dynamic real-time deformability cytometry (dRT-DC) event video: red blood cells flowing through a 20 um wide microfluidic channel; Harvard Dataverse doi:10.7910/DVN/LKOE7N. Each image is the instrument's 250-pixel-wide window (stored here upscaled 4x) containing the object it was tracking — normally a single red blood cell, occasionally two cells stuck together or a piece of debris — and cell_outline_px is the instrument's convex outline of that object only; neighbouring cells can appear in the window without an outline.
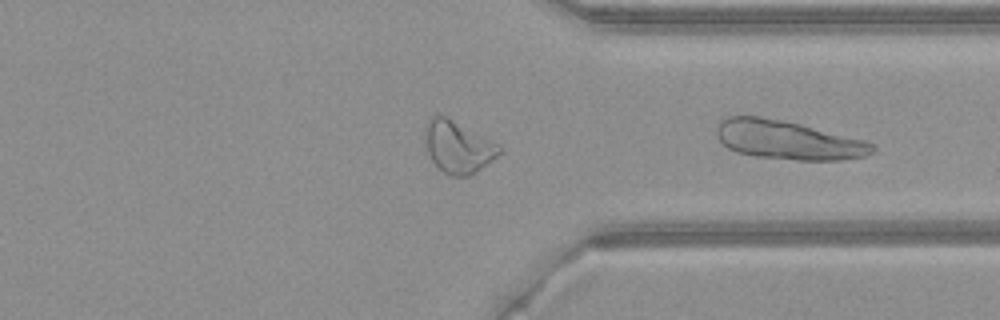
{"species": "common noctule bat (a hibernating species)", "species_latin": "Nyctalus noctula", "temperature_condition": "warm", "stored_images_in_passage": 24, "camera_frame_rate_fps": 3000, "um_per_image_px": 0.085, "animal": {"sex": "female", "body_mass_g": 21.9}, "frame": {"image": 1, "passage_image": 24, "time_ms": 7.667, "image_size_px": [1000, 320], "cell_outline_px": [[876, 148], [872, 152], [864, 156], [840, 160], [796, 160], [756, 156], [736, 152], [728, 148], [716, 136], [716, 128], [720, 120], [724, 116], [760, 116], [800, 124], [864, 140], [872, 144]], "centroid_in_image_um": [66.92, 11.9], "position_along_channel_um": 344.5, "area_um2": 35.08}}